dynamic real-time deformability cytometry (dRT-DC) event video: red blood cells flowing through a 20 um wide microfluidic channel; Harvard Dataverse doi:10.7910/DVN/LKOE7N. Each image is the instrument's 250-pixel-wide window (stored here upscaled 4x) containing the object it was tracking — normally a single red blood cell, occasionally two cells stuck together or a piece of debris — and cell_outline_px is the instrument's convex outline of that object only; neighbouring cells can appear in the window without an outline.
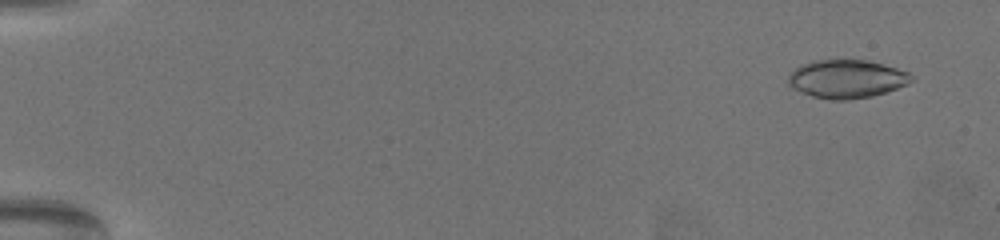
{"species": "common noctule bat (a hibernating species)", "species_latin": "Nyctalus noctula", "temperature_condition": "warm", "stored_images_in_passage": 37, "camera_frame_rate_fps": 3000, "um_per_image_px": 0.085, "animal": {"sex": "female", "body_mass_g": 19.5, "forearm_length_mm": 54.1}, "frame": {"image": 1, "passage_image": 4, "time_ms": 1.0, "image_size_px": [1000, 240], "cell_outline_px": [[916, 80], [908, 84], [872, 96], [848, 100], [832, 100], [812, 96], [800, 92], [792, 88], [788, 84], [788, 72], [804, 64], [816, 60], [868, 60], [896, 68], [908, 72], [916, 76]], "centroid_in_image_um": [71.98, 6.71], "position_along_channel_um": 13.0, "area_um2": 27.63}}
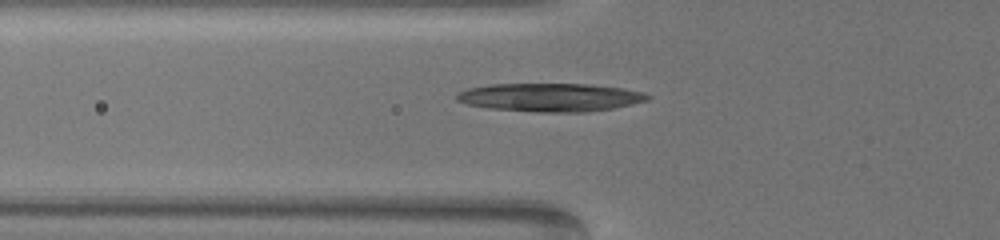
{"frame": {"image": 2, "passage_image": 25, "time_ms": 8.0, "image_size_px": [1000, 240], "cell_outline_px": [[652, 96], [648, 100], [632, 104], [612, 108], [588, 112], [536, 112], [488, 108], [468, 104], [456, 100], [456, 92], [468, 88], [488, 84], [588, 84], [620, 88], [640, 92]], "centroid_in_image_um": [46.72, 8.27], "position_along_channel_um": 79.1, "area_um2": 31.44}}
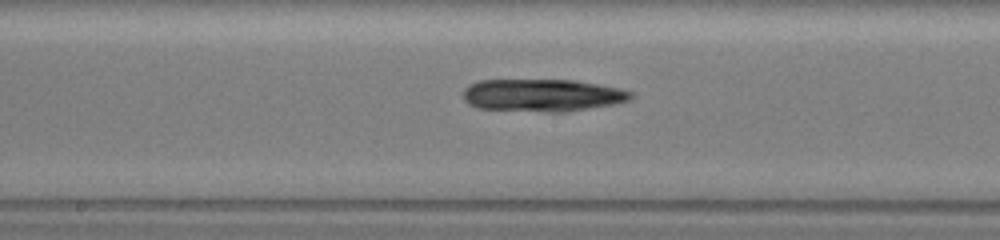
{"frame": {"image": 3, "passage_image": 36, "time_ms": 11.667, "image_size_px": [1000, 240], "cell_outline_px": [[632, 96], [628, 100], [612, 104], [564, 112], [548, 112], [480, 108], [468, 104], [464, 100], [464, 88], [468, 84], [480, 80], [576, 80], [620, 88], [632, 92]], "centroid_in_image_um": [46.07, 8.09], "position_along_channel_um": 202.1, "area_um2": 31.62}}